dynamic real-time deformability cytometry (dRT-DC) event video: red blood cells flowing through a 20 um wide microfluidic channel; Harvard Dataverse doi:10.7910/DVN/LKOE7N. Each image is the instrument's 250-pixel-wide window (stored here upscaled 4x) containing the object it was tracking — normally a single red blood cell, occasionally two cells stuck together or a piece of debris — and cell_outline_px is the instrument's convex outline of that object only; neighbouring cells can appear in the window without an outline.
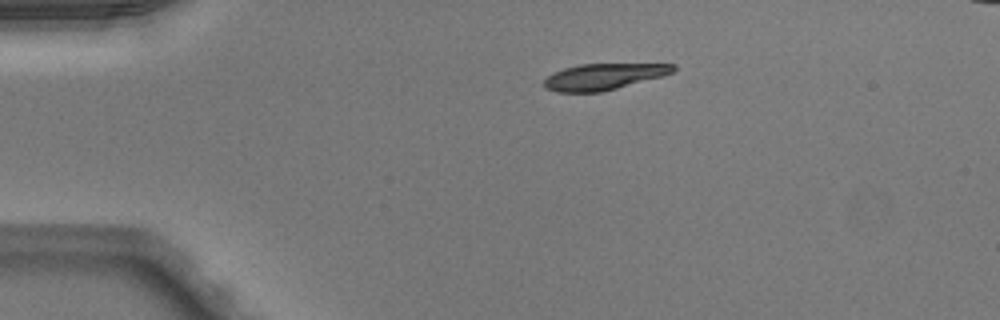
{"species": "Egyptian fruit bat (a non-hibernating species)", "species_latin": "Rousettus aegyptiacus", "temperature_condition": "warm", "stored_images_in_passage": 41, "camera_frame_rate_fps": 3000, "um_per_image_px": 0.085, "animal": {"sex": "male"}, "frame": {"image": 1, "passage_image": 1, "time_ms": 0.0, "image_size_px": [1000, 320], "cell_outline_px": [[676, 68], [672, 72], [660, 76], [616, 88], [600, 92], [556, 92], [544, 88], [544, 80], [552, 72], [564, 68], [580, 64], [676, 64]], "centroid_in_image_um": [51.24, 6.51], "position_along_channel_um": 33.8, "area_um2": 19.48}}
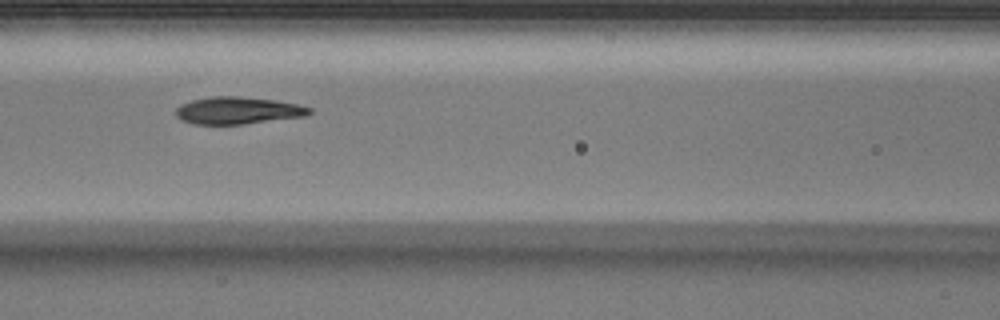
{"frame": {"image": 2, "passage_image": 13, "time_ms": 4.0, "image_size_px": [1000, 320], "cell_outline_px": [[312, 112], [308, 116], [240, 124], [192, 124], [176, 116], [176, 108], [180, 104], [192, 100], [212, 96], [240, 96], [276, 100], [300, 104], [312, 108]], "centroid_in_image_um": [20.26, 9.38], "position_along_channel_um": 146.3, "area_um2": 21.27}}
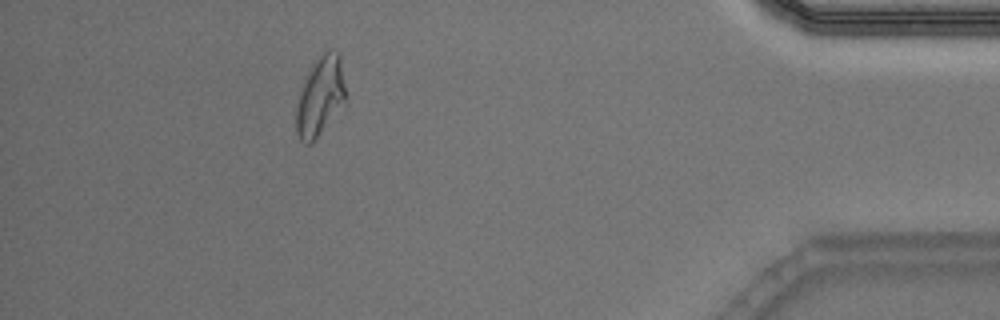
{"frame": {"image": 3, "passage_image": 36, "time_ms": 11.667, "image_size_px": [1000, 320], "cell_outline_px": [[348, 100], [316, 136], [308, 144], [304, 144], [300, 140], [296, 132], [296, 108], [304, 76], [308, 68], [328, 48], [340, 52]], "centroid_in_image_um": [27.24, 8.1], "position_along_channel_um": 408.0, "area_um2": 23.06}, "authors_computed_cell_mechanics": {"area_um2": 21.5594, "velocity_mm_per_s": 4.033, "shape_relaxation_time_tau1_ms": 3.6699, "shape_relaxation_time_tau2_ms": 1.8198, "deformation_change_tau1": 0.1811, "deformation_change_tau2": 0.0826}}